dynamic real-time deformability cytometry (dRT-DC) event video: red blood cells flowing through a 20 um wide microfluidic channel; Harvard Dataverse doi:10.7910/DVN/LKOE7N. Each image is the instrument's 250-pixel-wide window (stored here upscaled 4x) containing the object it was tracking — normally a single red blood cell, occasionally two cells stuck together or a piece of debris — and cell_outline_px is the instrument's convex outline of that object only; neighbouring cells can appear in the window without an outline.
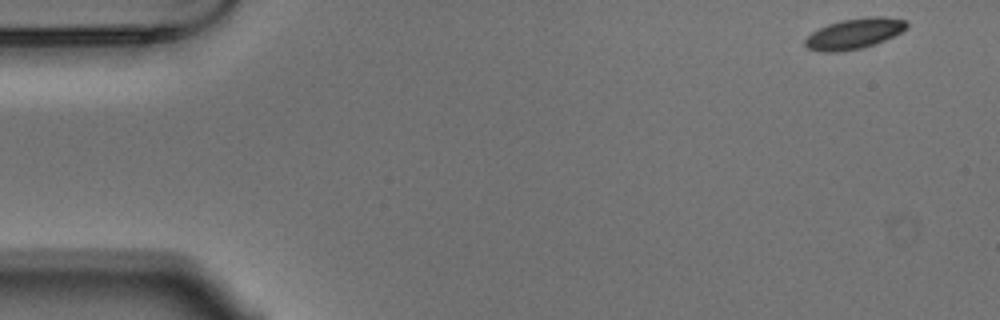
{"species": "Egyptian fruit bat (a non-hibernating species)", "species_latin": "Rousettus aegyptiacus", "temperature_condition": "warm", "stored_images_in_passage": 53, "camera_frame_rate_fps": 3000, "um_per_image_px": 0.085, "animal": {"sex": "male"}, "frame": {"image": 1, "passage_image": 1, "time_ms": 0.0, "image_size_px": [1000, 320], "cell_outline_px": [[908, 28], [884, 40], [860, 48], [836, 52], [820, 52], [808, 48], [804, 44], [804, 40], [812, 32], [828, 24], [844, 20], [868, 16], [880, 16], [904, 20], [908, 24]], "centroid_in_image_um": [72.59, 2.85], "position_along_channel_um": 12.4, "area_um2": 17.74}}
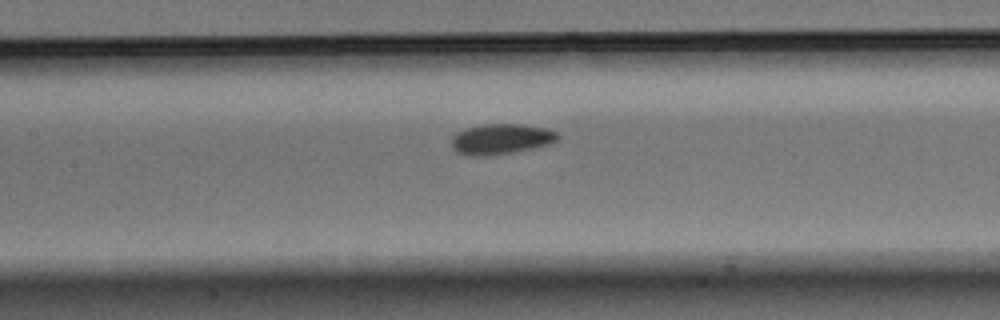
{"frame": {"image": 2, "passage_image": 23, "time_ms": 7.333, "image_size_px": [1000, 320], "cell_outline_px": [[560, 136], [552, 144], [512, 152], [484, 156], [468, 156], [456, 152], [452, 148], [452, 136], [456, 132], [464, 128], [484, 124], [520, 124], [544, 128], [556, 132]], "centroid_in_image_um": [42.55, 11.82], "position_along_channel_um": 164.9, "area_um2": 18.9}}
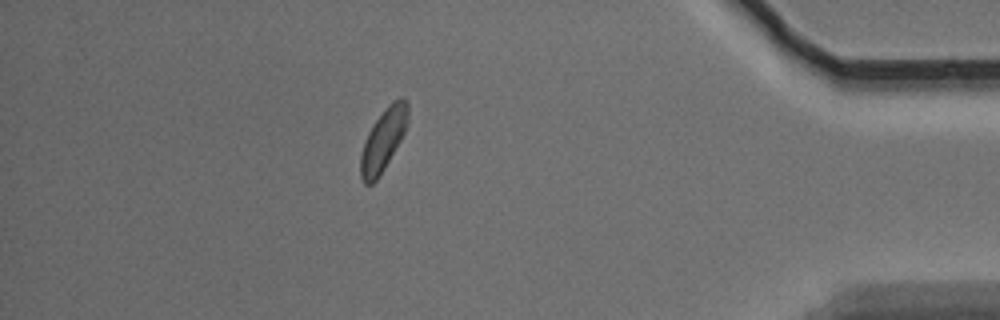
{"frame": {"image": 3, "passage_image": 46, "time_ms": 15.0, "image_size_px": [1000, 320], "cell_outline_px": [[408, 124], [400, 140], [384, 168], [376, 180], [372, 184], [364, 184], [360, 176], [360, 156], [368, 132], [372, 124], [388, 104], [392, 100], [400, 96], [404, 96], [408, 104]], "centroid_in_image_um": [32.58, 11.84], "position_along_channel_um": 402.6, "area_um2": 17.11}, "authors_computed_cell_mechanics": {"area_um2": 17.8024, "velocity_mm_per_s": 3.6694, "shape_relaxation_time_tau1_ms": 2.0869, "shape_relaxation_time_tau2_ms": 7.6449, "deformation_change_tau1": 0.0629, "deformation_change_tau2": 0.1212}}